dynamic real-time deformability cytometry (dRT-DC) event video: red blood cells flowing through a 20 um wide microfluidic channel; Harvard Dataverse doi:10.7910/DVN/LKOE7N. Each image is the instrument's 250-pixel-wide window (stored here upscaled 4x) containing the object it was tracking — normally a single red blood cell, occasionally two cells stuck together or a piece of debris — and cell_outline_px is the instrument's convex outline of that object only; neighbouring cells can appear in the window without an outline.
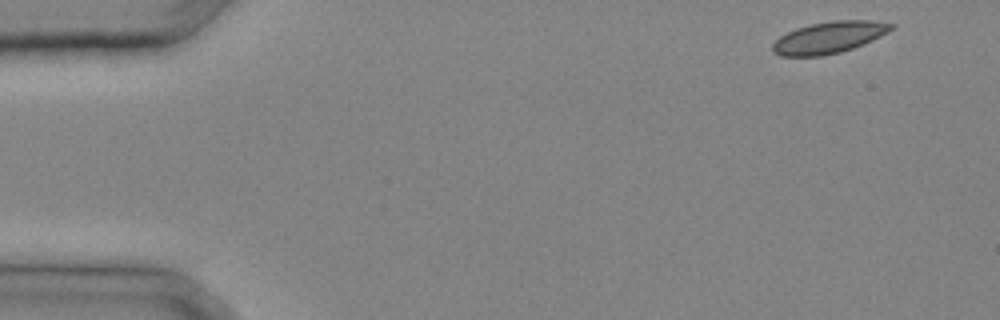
{"species": "common noctule bat (a hibernating species)", "species_latin": "Nyctalus noctula", "temperature_condition": "cold", "stored_images_in_passage": 27, "camera_frame_rate_fps": 3000, "um_per_image_px": 0.085, "animal": {"sex": "male", "body_mass_g": 20.4}, "frame": {"image": 1, "passage_image": 1, "time_ms": 0.0, "image_size_px": [1000, 320], "cell_outline_px": [[896, 28], [864, 44], [840, 52], [824, 56], [780, 56], [772, 52], [772, 44], [780, 36], [796, 28], [812, 24], [832, 20], [872, 20], [896, 24]], "centroid_in_image_um": [70.49, 3.18], "position_along_channel_um": 14.5, "area_um2": 22.02}}
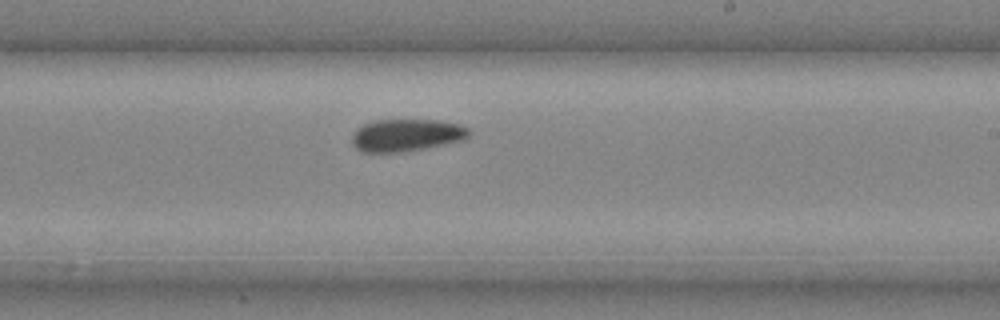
{"frame": {"image": 2, "passage_image": 18, "time_ms": 5.667, "image_size_px": [1000, 320], "cell_outline_px": [[472, 132], [464, 140], [404, 152], [360, 152], [352, 144], [352, 132], [356, 128], [364, 124], [376, 120], [440, 120], [460, 124], [468, 128]], "centroid_in_image_um": [34.54, 11.49], "position_along_channel_um": 254.5, "area_um2": 22.25}}
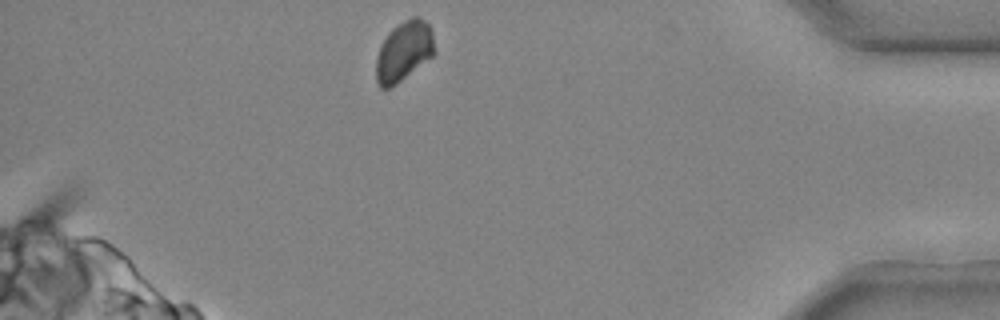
{"frame": {"image": 3, "passage_image": 27, "time_ms": 8.667, "image_size_px": [1000, 320], "cell_outline_px": [[436, 52], [432, 56], [396, 84], [388, 88], [380, 88], [376, 80], [376, 56], [380, 44], [388, 32], [392, 28], [404, 20], [412, 16], [416, 16], [424, 20], [428, 24], [432, 32]], "centroid_in_image_um": [34.31, 4.34], "position_along_channel_um": 400.9, "area_um2": 20.46}}